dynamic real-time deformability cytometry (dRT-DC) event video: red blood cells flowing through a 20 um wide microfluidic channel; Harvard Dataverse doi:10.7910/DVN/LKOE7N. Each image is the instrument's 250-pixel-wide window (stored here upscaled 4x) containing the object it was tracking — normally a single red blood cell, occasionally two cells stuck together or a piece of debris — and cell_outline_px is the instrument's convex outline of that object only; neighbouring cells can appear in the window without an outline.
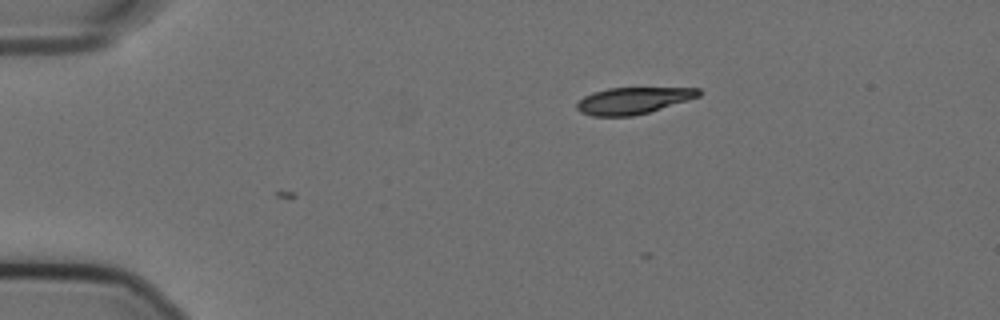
{"species": "Egyptian fruit bat (a non-hibernating species)", "species_latin": "Rousettus aegyptiacus", "temperature_condition": "cold", "stored_images_in_passage": 16, "camera_frame_rate_fps": 3000, "um_per_image_px": 0.085, "animal": {"sex": "female"}, "frame": {"image": 1, "passage_image": 16, "time_ms": 5.0, "image_size_px": [1000, 320], "cell_outline_px": [[700, 96], [688, 100], [648, 112], [632, 116], [592, 116], [580, 112], [576, 108], [576, 104], [584, 96], [592, 92], [608, 88], [700, 88]], "centroid_in_image_um": [53.78, 8.55], "position_along_channel_um": 31.2, "area_um2": 18.79}}